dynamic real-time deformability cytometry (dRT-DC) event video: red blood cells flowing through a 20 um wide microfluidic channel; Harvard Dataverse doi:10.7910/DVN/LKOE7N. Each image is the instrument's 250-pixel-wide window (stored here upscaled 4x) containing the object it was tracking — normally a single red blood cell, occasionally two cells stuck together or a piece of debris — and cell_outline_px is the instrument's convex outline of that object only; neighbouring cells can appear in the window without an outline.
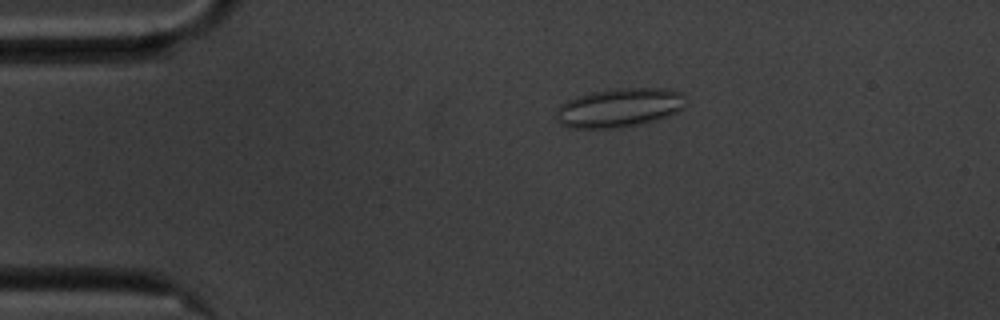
{"species": "common noctule bat (a hibernating species)", "species_latin": "Nyctalus noctula", "temperature_condition": "cold", "stored_images_in_passage": 49, "camera_frame_rate_fps": 3000, "um_per_image_px": 0.085, "animal": {"sex": "male", "body_mass_g": 20.1, "forearm_length_mm": 53.5}, "frame": {"image": 1, "passage_image": 3, "time_ms": 0.667, "image_size_px": [1000, 320], "cell_outline_px": [[688, 104], [684, 108], [668, 116], [656, 120], [640, 124], [620, 128], [568, 128], [560, 124], [556, 120], [556, 108], [560, 104], [576, 96], [592, 92], [616, 88], [660, 88], [684, 92]], "centroid_in_image_um": [52.66, 9.15], "position_along_channel_um": 32.3, "area_um2": 29.94}}
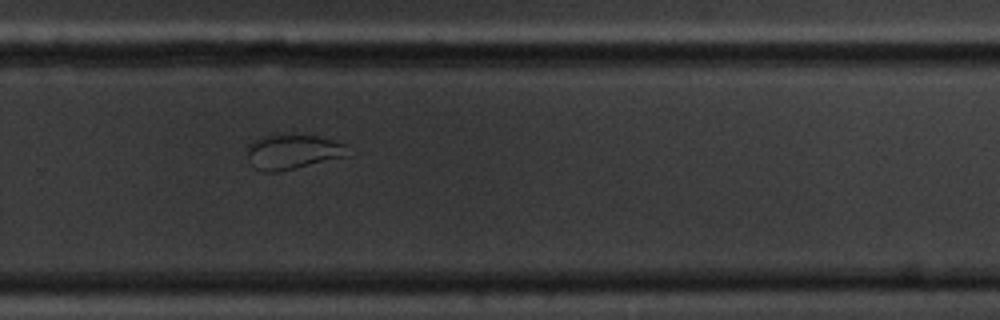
{"frame": {"image": 2, "passage_image": 30, "time_ms": 9.667, "image_size_px": [1000, 320], "cell_outline_px": [[352, 156], [280, 172], [264, 172], [256, 168], [252, 164], [248, 156], [248, 144], [252, 140], [268, 132], [276, 132], [320, 136], [348, 144]], "centroid_in_image_um": [24.95, 12.86], "position_along_channel_um": 304.8, "area_um2": 21.73}}
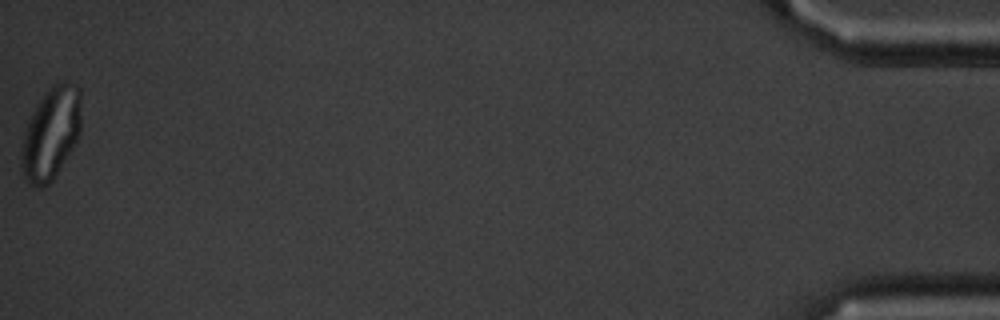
{"frame": {"image": 3, "passage_image": 49, "time_ms": 16.0, "image_size_px": [1000, 320], "cell_outline_px": [[80, 132], [76, 140], [52, 180], [44, 188], [36, 188], [28, 184], [24, 180], [20, 168], [20, 160], [24, 132], [28, 120], [32, 112], [40, 100], [52, 84], [60, 80], [64, 80], [76, 84], [80, 88]], "centroid_in_image_um": [4.3, 11.34], "position_along_channel_um": 430.9, "area_um2": 32.25}, "authors_computed_cell_mechanics": {"area_um2": 24.4494, "velocity_mm_per_s": 3.5041, "shape_relaxation_time_tau1_ms": null, "shape_relaxation_time_tau2_ms": 1.4976, "deformation_change_tau1": null, "deformation_change_tau2": 0.0667}}